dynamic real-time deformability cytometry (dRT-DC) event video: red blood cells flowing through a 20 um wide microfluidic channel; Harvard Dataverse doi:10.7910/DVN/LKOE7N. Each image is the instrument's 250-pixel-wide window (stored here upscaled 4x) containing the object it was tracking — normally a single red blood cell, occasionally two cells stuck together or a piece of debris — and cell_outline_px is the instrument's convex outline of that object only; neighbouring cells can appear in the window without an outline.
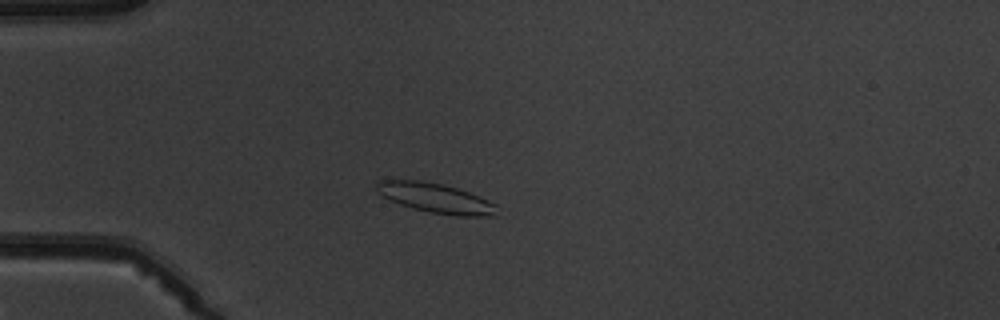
{"species": "common noctule bat (a hibernating species)", "species_latin": "Nyctalus noctula", "temperature_condition": "warm", "stored_images_in_passage": 5, "camera_frame_rate_fps": 3000, "um_per_image_px": 0.085, "animal": {"sex": "male", "body_mass_g": 19.5, "forearm_length_mm": 54.6}, "frame": {"image": 1, "passage_image": 4, "time_ms": 3.333, "image_size_px": [1000, 320], "cell_outline_px": [[500, 216], [456, 216], [428, 212], [412, 208], [400, 204], [384, 196], [376, 188], [376, 180], [420, 180], [444, 184], [468, 192], [488, 200], [496, 204]], "centroid_in_image_um": [37.09, 16.85], "position_along_channel_um": 47.9, "area_um2": 20.87}}
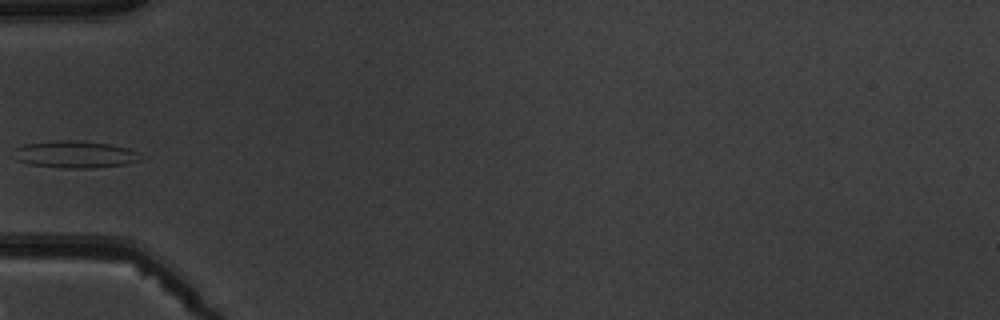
{"frame": {"image": 2, "passage_image": 5, "time_ms": 4.667, "image_size_px": [1000, 320], "cell_outline_px": [[140, 160], [128, 164], [92, 168], [64, 168], [28, 164], [16, 160], [16, 148], [24, 144], [56, 140], [76, 140], [108, 144], [128, 148], [136, 152]], "centroid_in_image_um": [6.36, 13.13], "position_along_channel_um": 78.6, "area_um2": 19.83}}